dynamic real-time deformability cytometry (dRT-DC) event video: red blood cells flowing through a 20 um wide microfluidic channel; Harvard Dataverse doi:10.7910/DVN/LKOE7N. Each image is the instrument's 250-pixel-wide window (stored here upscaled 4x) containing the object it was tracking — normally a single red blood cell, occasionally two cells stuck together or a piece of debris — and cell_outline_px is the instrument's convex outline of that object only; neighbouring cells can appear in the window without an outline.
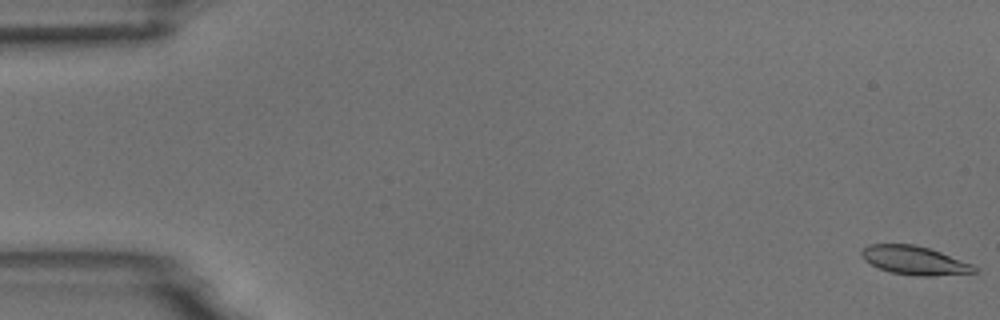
{"species": "common noctule bat (a hibernating species)", "species_latin": "Nyctalus noctula", "temperature_condition": "room temperature", "stored_images_in_passage": 55, "camera_frame_rate_fps": 3000, "um_per_image_px": 0.085, "animal": {"sex": "male", "body_mass_g": 18.8}, "frame": {"image": 1, "passage_image": 1, "time_ms": 0.0, "image_size_px": [1000, 320], "cell_outline_px": [[976, 272], [932, 276], [916, 276], [892, 272], [880, 268], [864, 260], [860, 256], [860, 252], [868, 244], [912, 244], [928, 248], [940, 252], [972, 264], [976, 268]], "centroid_in_image_um": [77.7, 22.13], "position_along_channel_um": 7.3, "area_um2": 18.55}}
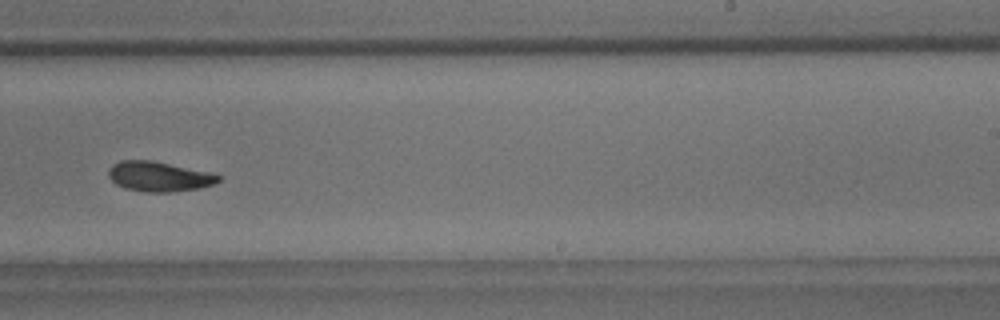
{"frame": {"image": 2, "passage_image": 35, "time_ms": 11.333, "image_size_px": [1000, 320], "cell_outline_px": [[220, 180], [212, 184], [200, 188], [172, 192], [148, 192], [124, 188], [116, 184], [108, 176], [108, 168], [112, 164], [120, 160], [152, 160], [212, 172], [220, 176]], "centroid_in_image_um": [13.5, 14.99], "position_along_channel_um": 275.5, "area_um2": 19.31}}
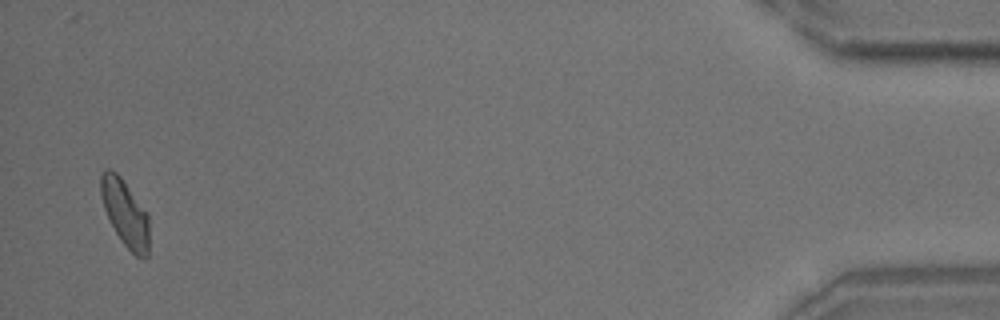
{"frame": {"image": 3, "passage_image": 54, "time_ms": 17.667, "image_size_px": [1000, 320], "cell_outline_px": [[148, 256], [144, 260], [136, 256], [120, 240], [104, 208], [100, 196], [100, 176], [104, 168], [112, 168], [120, 176], [148, 212]], "centroid_in_image_um": [10.63, 18.08], "position_along_channel_um": 424.6, "area_um2": 18.9}, "authors_computed_cell_mechanics": {"area_um2": 19.3052, "velocity_mm_per_s": 3.6923, "shape_relaxation_time_tau1_ms": 5.5625, "shape_relaxation_time_tau2_ms": 2.3923, "deformation_change_tau1": 0.1547, "deformation_change_tau2": 0.0744}}